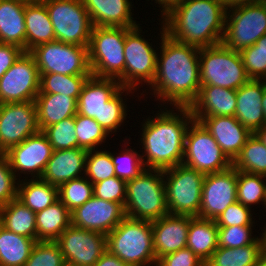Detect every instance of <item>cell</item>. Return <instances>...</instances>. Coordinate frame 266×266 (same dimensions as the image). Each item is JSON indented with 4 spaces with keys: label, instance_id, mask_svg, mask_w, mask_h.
I'll return each mask as SVG.
<instances>
[{
    "label": "cell",
    "instance_id": "34",
    "mask_svg": "<svg viewBox=\"0 0 266 266\" xmlns=\"http://www.w3.org/2000/svg\"><path fill=\"white\" fill-rule=\"evenodd\" d=\"M17 199L33 212H39L59 199L58 187L42 179L19 181Z\"/></svg>",
    "mask_w": 266,
    "mask_h": 266
},
{
    "label": "cell",
    "instance_id": "9",
    "mask_svg": "<svg viewBox=\"0 0 266 266\" xmlns=\"http://www.w3.org/2000/svg\"><path fill=\"white\" fill-rule=\"evenodd\" d=\"M42 2L49 13L56 40L88 47L93 24L82 0H44Z\"/></svg>",
    "mask_w": 266,
    "mask_h": 266
},
{
    "label": "cell",
    "instance_id": "54",
    "mask_svg": "<svg viewBox=\"0 0 266 266\" xmlns=\"http://www.w3.org/2000/svg\"><path fill=\"white\" fill-rule=\"evenodd\" d=\"M182 0H155V3L162 6V18L166 16L174 7H176Z\"/></svg>",
    "mask_w": 266,
    "mask_h": 266
},
{
    "label": "cell",
    "instance_id": "5",
    "mask_svg": "<svg viewBox=\"0 0 266 266\" xmlns=\"http://www.w3.org/2000/svg\"><path fill=\"white\" fill-rule=\"evenodd\" d=\"M130 29L93 26L88 45L92 76L117 79L125 88L124 44Z\"/></svg>",
    "mask_w": 266,
    "mask_h": 266
},
{
    "label": "cell",
    "instance_id": "24",
    "mask_svg": "<svg viewBox=\"0 0 266 266\" xmlns=\"http://www.w3.org/2000/svg\"><path fill=\"white\" fill-rule=\"evenodd\" d=\"M88 150L81 147L53 150L40 179L59 187L69 180L80 178L85 171ZM79 174V175H78Z\"/></svg>",
    "mask_w": 266,
    "mask_h": 266
},
{
    "label": "cell",
    "instance_id": "58",
    "mask_svg": "<svg viewBox=\"0 0 266 266\" xmlns=\"http://www.w3.org/2000/svg\"><path fill=\"white\" fill-rule=\"evenodd\" d=\"M262 108L264 110L265 119H266V80H265L264 94L262 98Z\"/></svg>",
    "mask_w": 266,
    "mask_h": 266
},
{
    "label": "cell",
    "instance_id": "53",
    "mask_svg": "<svg viewBox=\"0 0 266 266\" xmlns=\"http://www.w3.org/2000/svg\"><path fill=\"white\" fill-rule=\"evenodd\" d=\"M93 266H128L121 259L106 250Z\"/></svg>",
    "mask_w": 266,
    "mask_h": 266
},
{
    "label": "cell",
    "instance_id": "10",
    "mask_svg": "<svg viewBox=\"0 0 266 266\" xmlns=\"http://www.w3.org/2000/svg\"><path fill=\"white\" fill-rule=\"evenodd\" d=\"M229 10H226L224 35L221 42L227 48L240 52L255 44L266 34L265 4L257 2Z\"/></svg>",
    "mask_w": 266,
    "mask_h": 266
},
{
    "label": "cell",
    "instance_id": "4",
    "mask_svg": "<svg viewBox=\"0 0 266 266\" xmlns=\"http://www.w3.org/2000/svg\"><path fill=\"white\" fill-rule=\"evenodd\" d=\"M107 250L128 266L156 265L150 221L125 217L106 235Z\"/></svg>",
    "mask_w": 266,
    "mask_h": 266
},
{
    "label": "cell",
    "instance_id": "38",
    "mask_svg": "<svg viewBox=\"0 0 266 266\" xmlns=\"http://www.w3.org/2000/svg\"><path fill=\"white\" fill-rule=\"evenodd\" d=\"M263 175L237 170V201L251 208V204L262 201L266 206V183Z\"/></svg>",
    "mask_w": 266,
    "mask_h": 266
},
{
    "label": "cell",
    "instance_id": "40",
    "mask_svg": "<svg viewBox=\"0 0 266 266\" xmlns=\"http://www.w3.org/2000/svg\"><path fill=\"white\" fill-rule=\"evenodd\" d=\"M78 147L86 150H95V147L105 142L109 135L94 118L80 114L74 116Z\"/></svg>",
    "mask_w": 266,
    "mask_h": 266
},
{
    "label": "cell",
    "instance_id": "61",
    "mask_svg": "<svg viewBox=\"0 0 266 266\" xmlns=\"http://www.w3.org/2000/svg\"><path fill=\"white\" fill-rule=\"evenodd\" d=\"M25 1L34 2V1H44V0H25Z\"/></svg>",
    "mask_w": 266,
    "mask_h": 266
},
{
    "label": "cell",
    "instance_id": "45",
    "mask_svg": "<svg viewBox=\"0 0 266 266\" xmlns=\"http://www.w3.org/2000/svg\"><path fill=\"white\" fill-rule=\"evenodd\" d=\"M126 150V151H125ZM119 153L117 157L111 154L112 163L114 165L116 177L125 181L136 178L141 172L145 170L140 154L132 149H125ZM122 154V155H121Z\"/></svg>",
    "mask_w": 266,
    "mask_h": 266
},
{
    "label": "cell",
    "instance_id": "37",
    "mask_svg": "<svg viewBox=\"0 0 266 266\" xmlns=\"http://www.w3.org/2000/svg\"><path fill=\"white\" fill-rule=\"evenodd\" d=\"M40 75L38 94H62L78 100L82 88L91 75H65L46 73Z\"/></svg>",
    "mask_w": 266,
    "mask_h": 266
},
{
    "label": "cell",
    "instance_id": "44",
    "mask_svg": "<svg viewBox=\"0 0 266 266\" xmlns=\"http://www.w3.org/2000/svg\"><path fill=\"white\" fill-rule=\"evenodd\" d=\"M124 91H126L128 95L132 89L122 87L108 102H106L105 106L101 110V127L108 134L117 131L116 129L121 126L127 115V111L125 109L127 107L125 106V101L122 98V93H124Z\"/></svg>",
    "mask_w": 266,
    "mask_h": 266
},
{
    "label": "cell",
    "instance_id": "20",
    "mask_svg": "<svg viewBox=\"0 0 266 266\" xmlns=\"http://www.w3.org/2000/svg\"><path fill=\"white\" fill-rule=\"evenodd\" d=\"M214 137L222 152L233 162L252 134L235 116L194 117Z\"/></svg>",
    "mask_w": 266,
    "mask_h": 266
},
{
    "label": "cell",
    "instance_id": "14",
    "mask_svg": "<svg viewBox=\"0 0 266 266\" xmlns=\"http://www.w3.org/2000/svg\"><path fill=\"white\" fill-rule=\"evenodd\" d=\"M39 131L35 101L0 104V153Z\"/></svg>",
    "mask_w": 266,
    "mask_h": 266
},
{
    "label": "cell",
    "instance_id": "13",
    "mask_svg": "<svg viewBox=\"0 0 266 266\" xmlns=\"http://www.w3.org/2000/svg\"><path fill=\"white\" fill-rule=\"evenodd\" d=\"M140 31L139 26L133 27L125 36V88L132 90L139 82L151 86L157 71V52Z\"/></svg>",
    "mask_w": 266,
    "mask_h": 266
},
{
    "label": "cell",
    "instance_id": "51",
    "mask_svg": "<svg viewBox=\"0 0 266 266\" xmlns=\"http://www.w3.org/2000/svg\"><path fill=\"white\" fill-rule=\"evenodd\" d=\"M156 266H205V263L186 247L164 255L157 260Z\"/></svg>",
    "mask_w": 266,
    "mask_h": 266
},
{
    "label": "cell",
    "instance_id": "11",
    "mask_svg": "<svg viewBox=\"0 0 266 266\" xmlns=\"http://www.w3.org/2000/svg\"><path fill=\"white\" fill-rule=\"evenodd\" d=\"M182 164L204 174L222 172L232 166L214 137L195 119L191 121L185 134Z\"/></svg>",
    "mask_w": 266,
    "mask_h": 266
},
{
    "label": "cell",
    "instance_id": "16",
    "mask_svg": "<svg viewBox=\"0 0 266 266\" xmlns=\"http://www.w3.org/2000/svg\"><path fill=\"white\" fill-rule=\"evenodd\" d=\"M66 264L93 266L107 250L106 235L70 225L56 240Z\"/></svg>",
    "mask_w": 266,
    "mask_h": 266
},
{
    "label": "cell",
    "instance_id": "48",
    "mask_svg": "<svg viewBox=\"0 0 266 266\" xmlns=\"http://www.w3.org/2000/svg\"><path fill=\"white\" fill-rule=\"evenodd\" d=\"M5 153H0V207L17 198V179Z\"/></svg>",
    "mask_w": 266,
    "mask_h": 266
},
{
    "label": "cell",
    "instance_id": "22",
    "mask_svg": "<svg viewBox=\"0 0 266 266\" xmlns=\"http://www.w3.org/2000/svg\"><path fill=\"white\" fill-rule=\"evenodd\" d=\"M264 87L265 80L249 79L236 90L237 106L234 116L251 133L266 124L262 108Z\"/></svg>",
    "mask_w": 266,
    "mask_h": 266
},
{
    "label": "cell",
    "instance_id": "33",
    "mask_svg": "<svg viewBox=\"0 0 266 266\" xmlns=\"http://www.w3.org/2000/svg\"><path fill=\"white\" fill-rule=\"evenodd\" d=\"M263 257V240L237 248L218 247L205 266H257Z\"/></svg>",
    "mask_w": 266,
    "mask_h": 266
},
{
    "label": "cell",
    "instance_id": "29",
    "mask_svg": "<svg viewBox=\"0 0 266 266\" xmlns=\"http://www.w3.org/2000/svg\"><path fill=\"white\" fill-rule=\"evenodd\" d=\"M40 131L77 114V100L62 94H38L35 98Z\"/></svg>",
    "mask_w": 266,
    "mask_h": 266
},
{
    "label": "cell",
    "instance_id": "52",
    "mask_svg": "<svg viewBox=\"0 0 266 266\" xmlns=\"http://www.w3.org/2000/svg\"><path fill=\"white\" fill-rule=\"evenodd\" d=\"M24 52L19 46L0 43V78Z\"/></svg>",
    "mask_w": 266,
    "mask_h": 266
},
{
    "label": "cell",
    "instance_id": "56",
    "mask_svg": "<svg viewBox=\"0 0 266 266\" xmlns=\"http://www.w3.org/2000/svg\"><path fill=\"white\" fill-rule=\"evenodd\" d=\"M255 49L260 50L266 55V34H264L255 42Z\"/></svg>",
    "mask_w": 266,
    "mask_h": 266
},
{
    "label": "cell",
    "instance_id": "26",
    "mask_svg": "<svg viewBox=\"0 0 266 266\" xmlns=\"http://www.w3.org/2000/svg\"><path fill=\"white\" fill-rule=\"evenodd\" d=\"M93 26L126 27L138 26L133 20L129 0H82Z\"/></svg>",
    "mask_w": 266,
    "mask_h": 266
},
{
    "label": "cell",
    "instance_id": "28",
    "mask_svg": "<svg viewBox=\"0 0 266 266\" xmlns=\"http://www.w3.org/2000/svg\"><path fill=\"white\" fill-rule=\"evenodd\" d=\"M26 52L35 47L55 41L54 28L42 1H25Z\"/></svg>",
    "mask_w": 266,
    "mask_h": 266
},
{
    "label": "cell",
    "instance_id": "42",
    "mask_svg": "<svg viewBox=\"0 0 266 266\" xmlns=\"http://www.w3.org/2000/svg\"><path fill=\"white\" fill-rule=\"evenodd\" d=\"M84 170V176H86L92 184L116 176L111 159V152L104 150H88Z\"/></svg>",
    "mask_w": 266,
    "mask_h": 266
},
{
    "label": "cell",
    "instance_id": "41",
    "mask_svg": "<svg viewBox=\"0 0 266 266\" xmlns=\"http://www.w3.org/2000/svg\"><path fill=\"white\" fill-rule=\"evenodd\" d=\"M42 132L47 136L53 150L78 148L74 116L54 123Z\"/></svg>",
    "mask_w": 266,
    "mask_h": 266
},
{
    "label": "cell",
    "instance_id": "35",
    "mask_svg": "<svg viewBox=\"0 0 266 266\" xmlns=\"http://www.w3.org/2000/svg\"><path fill=\"white\" fill-rule=\"evenodd\" d=\"M36 242L0 225V266H24Z\"/></svg>",
    "mask_w": 266,
    "mask_h": 266
},
{
    "label": "cell",
    "instance_id": "57",
    "mask_svg": "<svg viewBox=\"0 0 266 266\" xmlns=\"http://www.w3.org/2000/svg\"><path fill=\"white\" fill-rule=\"evenodd\" d=\"M255 134L258 136V138L262 141V143L266 146V124L258 129Z\"/></svg>",
    "mask_w": 266,
    "mask_h": 266
},
{
    "label": "cell",
    "instance_id": "43",
    "mask_svg": "<svg viewBox=\"0 0 266 266\" xmlns=\"http://www.w3.org/2000/svg\"><path fill=\"white\" fill-rule=\"evenodd\" d=\"M66 262L55 241H37L24 266H65Z\"/></svg>",
    "mask_w": 266,
    "mask_h": 266
},
{
    "label": "cell",
    "instance_id": "62",
    "mask_svg": "<svg viewBox=\"0 0 266 266\" xmlns=\"http://www.w3.org/2000/svg\"><path fill=\"white\" fill-rule=\"evenodd\" d=\"M259 2L266 5V0H259Z\"/></svg>",
    "mask_w": 266,
    "mask_h": 266
},
{
    "label": "cell",
    "instance_id": "12",
    "mask_svg": "<svg viewBox=\"0 0 266 266\" xmlns=\"http://www.w3.org/2000/svg\"><path fill=\"white\" fill-rule=\"evenodd\" d=\"M29 53L35 59L39 74L92 75L87 46L55 40L41 44Z\"/></svg>",
    "mask_w": 266,
    "mask_h": 266
},
{
    "label": "cell",
    "instance_id": "19",
    "mask_svg": "<svg viewBox=\"0 0 266 266\" xmlns=\"http://www.w3.org/2000/svg\"><path fill=\"white\" fill-rule=\"evenodd\" d=\"M53 153L47 136L39 131L29 136L22 143L11 147L5 155L14 174L16 172L31 173L32 178L40 179L47 162Z\"/></svg>",
    "mask_w": 266,
    "mask_h": 266
},
{
    "label": "cell",
    "instance_id": "60",
    "mask_svg": "<svg viewBox=\"0 0 266 266\" xmlns=\"http://www.w3.org/2000/svg\"><path fill=\"white\" fill-rule=\"evenodd\" d=\"M257 266H266V258L262 257Z\"/></svg>",
    "mask_w": 266,
    "mask_h": 266
},
{
    "label": "cell",
    "instance_id": "8",
    "mask_svg": "<svg viewBox=\"0 0 266 266\" xmlns=\"http://www.w3.org/2000/svg\"><path fill=\"white\" fill-rule=\"evenodd\" d=\"M163 176L169 214L198 217L205 174L179 164L164 170Z\"/></svg>",
    "mask_w": 266,
    "mask_h": 266
},
{
    "label": "cell",
    "instance_id": "55",
    "mask_svg": "<svg viewBox=\"0 0 266 266\" xmlns=\"http://www.w3.org/2000/svg\"><path fill=\"white\" fill-rule=\"evenodd\" d=\"M221 1L223 2L226 10L240 5H247L259 2V0H221Z\"/></svg>",
    "mask_w": 266,
    "mask_h": 266
},
{
    "label": "cell",
    "instance_id": "17",
    "mask_svg": "<svg viewBox=\"0 0 266 266\" xmlns=\"http://www.w3.org/2000/svg\"><path fill=\"white\" fill-rule=\"evenodd\" d=\"M237 201V170L205 174L198 217L216 220L229 205Z\"/></svg>",
    "mask_w": 266,
    "mask_h": 266
},
{
    "label": "cell",
    "instance_id": "32",
    "mask_svg": "<svg viewBox=\"0 0 266 266\" xmlns=\"http://www.w3.org/2000/svg\"><path fill=\"white\" fill-rule=\"evenodd\" d=\"M0 225L10 232L37 241L36 213L17 198L0 207Z\"/></svg>",
    "mask_w": 266,
    "mask_h": 266
},
{
    "label": "cell",
    "instance_id": "3",
    "mask_svg": "<svg viewBox=\"0 0 266 266\" xmlns=\"http://www.w3.org/2000/svg\"><path fill=\"white\" fill-rule=\"evenodd\" d=\"M175 108L180 111V116L171 110H163L156 118L143 123L140 141L144 146L141 158L145 169L164 171L182 164L185 134L194 117L190 107Z\"/></svg>",
    "mask_w": 266,
    "mask_h": 266
},
{
    "label": "cell",
    "instance_id": "50",
    "mask_svg": "<svg viewBox=\"0 0 266 266\" xmlns=\"http://www.w3.org/2000/svg\"><path fill=\"white\" fill-rule=\"evenodd\" d=\"M251 208L242 205L238 201L229 207L215 220L218 227L229 226H254Z\"/></svg>",
    "mask_w": 266,
    "mask_h": 266
},
{
    "label": "cell",
    "instance_id": "25",
    "mask_svg": "<svg viewBox=\"0 0 266 266\" xmlns=\"http://www.w3.org/2000/svg\"><path fill=\"white\" fill-rule=\"evenodd\" d=\"M236 90L218 86H200L196 100L189 106L193 117L234 116Z\"/></svg>",
    "mask_w": 266,
    "mask_h": 266
},
{
    "label": "cell",
    "instance_id": "6",
    "mask_svg": "<svg viewBox=\"0 0 266 266\" xmlns=\"http://www.w3.org/2000/svg\"><path fill=\"white\" fill-rule=\"evenodd\" d=\"M124 210L129 218L150 222L169 214L163 170L145 169L127 181Z\"/></svg>",
    "mask_w": 266,
    "mask_h": 266
},
{
    "label": "cell",
    "instance_id": "47",
    "mask_svg": "<svg viewBox=\"0 0 266 266\" xmlns=\"http://www.w3.org/2000/svg\"><path fill=\"white\" fill-rule=\"evenodd\" d=\"M127 181L116 176L93 184V195L97 198L120 203L123 207L126 200Z\"/></svg>",
    "mask_w": 266,
    "mask_h": 266
},
{
    "label": "cell",
    "instance_id": "59",
    "mask_svg": "<svg viewBox=\"0 0 266 266\" xmlns=\"http://www.w3.org/2000/svg\"><path fill=\"white\" fill-rule=\"evenodd\" d=\"M262 240H263V257L266 258V229L264 232L261 234Z\"/></svg>",
    "mask_w": 266,
    "mask_h": 266
},
{
    "label": "cell",
    "instance_id": "27",
    "mask_svg": "<svg viewBox=\"0 0 266 266\" xmlns=\"http://www.w3.org/2000/svg\"><path fill=\"white\" fill-rule=\"evenodd\" d=\"M25 0H0V43L26 52Z\"/></svg>",
    "mask_w": 266,
    "mask_h": 266
},
{
    "label": "cell",
    "instance_id": "39",
    "mask_svg": "<svg viewBox=\"0 0 266 266\" xmlns=\"http://www.w3.org/2000/svg\"><path fill=\"white\" fill-rule=\"evenodd\" d=\"M58 196L59 200L72 212L93 196V184L86 176L69 180L58 187Z\"/></svg>",
    "mask_w": 266,
    "mask_h": 266
},
{
    "label": "cell",
    "instance_id": "36",
    "mask_svg": "<svg viewBox=\"0 0 266 266\" xmlns=\"http://www.w3.org/2000/svg\"><path fill=\"white\" fill-rule=\"evenodd\" d=\"M236 170L266 176V146L252 133L232 162Z\"/></svg>",
    "mask_w": 266,
    "mask_h": 266
},
{
    "label": "cell",
    "instance_id": "2",
    "mask_svg": "<svg viewBox=\"0 0 266 266\" xmlns=\"http://www.w3.org/2000/svg\"><path fill=\"white\" fill-rule=\"evenodd\" d=\"M226 8L221 0H182L162 20L165 33L198 48L222 42Z\"/></svg>",
    "mask_w": 266,
    "mask_h": 266
},
{
    "label": "cell",
    "instance_id": "15",
    "mask_svg": "<svg viewBox=\"0 0 266 266\" xmlns=\"http://www.w3.org/2000/svg\"><path fill=\"white\" fill-rule=\"evenodd\" d=\"M40 75L34 57L24 52L0 78V104L35 101Z\"/></svg>",
    "mask_w": 266,
    "mask_h": 266
},
{
    "label": "cell",
    "instance_id": "21",
    "mask_svg": "<svg viewBox=\"0 0 266 266\" xmlns=\"http://www.w3.org/2000/svg\"><path fill=\"white\" fill-rule=\"evenodd\" d=\"M191 217L167 214L151 222L156 260L166 254L186 248Z\"/></svg>",
    "mask_w": 266,
    "mask_h": 266
},
{
    "label": "cell",
    "instance_id": "23",
    "mask_svg": "<svg viewBox=\"0 0 266 266\" xmlns=\"http://www.w3.org/2000/svg\"><path fill=\"white\" fill-rule=\"evenodd\" d=\"M120 82L113 78L90 76L77 100V113L94 118L101 126V110L120 89Z\"/></svg>",
    "mask_w": 266,
    "mask_h": 266
},
{
    "label": "cell",
    "instance_id": "49",
    "mask_svg": "<svg viewBox=\"0 0 266 266\" xmlns=\"http://www.w3.org/2000/svg\"><path fill=\"white\" fill-rule=\"evenodd\" d=\"M245 72L249 79L266 80V55L255 44L240 51Z\"/></svg>",
    "mask_w": 266,
    "mask_h": 266
},
{
    "label": "cell",
    "instance_id": "31",
    "mask_svg": "<svg viewBox=\"0 0 266 266\" xmlns=\"http://www.w3.org/2000/svg\"><path fill=\"white\" fill-rule=\"evenodd\" d=\"M71 225V212L58 199L36 212L37 241H55Z\"/></svg>",
    "mask_w": 266,
    "mask_h": 266
},
{
    "label": "cell",
    "instance_id": "46",
    "mask_svg": "<svg viewBox=\"0 0 266 266\" xmlns=\"http://www.w3.org/2000/svg\"><path fill=\"white\" fill-rule=\"evenodd\" d=\"M252 226L218 227V247L237 248L255 243L259 238H252Z\"/></svg>",
    "mask_w": 266,
    "mask_h": 266
},
{
    "label": "cell",
    "instance_id": "1",
    "mask_svg": "<svg viewBox=\"0 0 266 266\" xmlns=\"http://www.w3.org/2000/svg\"><path fill=\"white\" fill-rule=\"evenodd\" d=\"M160 57L152 90L157 99L174 107H189L200 91V48L171 39L161 28Z\"/></svg>",
    "mask_w": 266,
    "mask_h": 266
},
{
    "label": "cell",
    "instance_id": "7",
    "mask_svg": "<svg viewBox=\"0 0 266 266\" xmlns=\"http://www.w3.org/2000/svg\"><path fill=\"white\" fill-rule=\"evenodd\" d=\"M199 67L201 86L237 90L249 80L240 52L222 43L200 48Z\"/></svg>",
    "mask_w": 266,
    "mask_h": 266
},
{
    "label": "cell",
    "instance_id": "30",
    "mask_svg": "<svg viewBox=\"0 0 266 266\" xmlns=\"http://www.w3.org/2000/svg\"><path fill=\"white\" fill-rule=\"evenodd\" d=\"M186 247L206 263L218 248V226L215 220L191 217Z\"/></svg>",
    "mask_w": 266,
    "mask_h": 266
},
{
    "label": "cell",
    "instance_id": "18",
    "mask_svg": "<svg viewBox=\"0 0 266 266\" xmlns=\"http://www.w3.org/2000/svg\"><path fill=\"white\" fill-rule=\"evenodd\" d=\"M126 217L124 207L117 202L92 196L71 212V224L85 230L109 234Z\"/></svg>",
    "mask_w": 266,
    "mask_h": 266
}]
</instances>
